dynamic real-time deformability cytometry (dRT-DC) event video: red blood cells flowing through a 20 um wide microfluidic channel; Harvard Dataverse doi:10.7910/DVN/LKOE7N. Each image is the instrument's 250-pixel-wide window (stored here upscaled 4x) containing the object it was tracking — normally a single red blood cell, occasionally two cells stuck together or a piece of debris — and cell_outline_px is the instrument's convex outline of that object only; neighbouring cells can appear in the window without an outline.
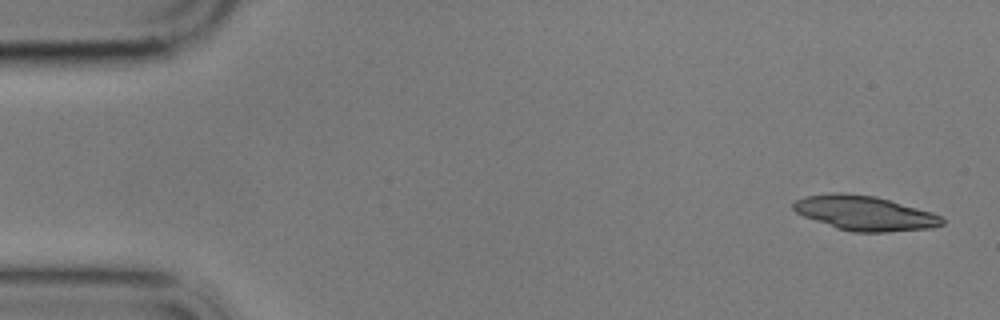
{"species": "common noctule bat (a hibernating species)", "species_latin": "Nyctalus noctula", "temperature_condition": "cold", "stored_images_in_passage": 4, "camera_frame_rate_fps": 3000, "um_per_image_px": 0.085, "animal": {"sex": "male", "body_mass_g": 17.9}, "frame": {"image": 1, "passage_image": 1, "time_ms": 0.0, "image_size_px": [1000, 320], "cell_outline_px": [[944, 224], [932, 228], [888, 232], [852, 232], [836, 228], [804, 216], [796, 212], [792, 208], [792, 204], [796, 200], [804, 196], [836, 192], [840, 192], [876, 196], [932, 212], [940, 216], [944, 220]], "centroid_in_image_um": [73.49, 18.11], "position_along_channel_um": 11.5, "area_um2": 30.06}}